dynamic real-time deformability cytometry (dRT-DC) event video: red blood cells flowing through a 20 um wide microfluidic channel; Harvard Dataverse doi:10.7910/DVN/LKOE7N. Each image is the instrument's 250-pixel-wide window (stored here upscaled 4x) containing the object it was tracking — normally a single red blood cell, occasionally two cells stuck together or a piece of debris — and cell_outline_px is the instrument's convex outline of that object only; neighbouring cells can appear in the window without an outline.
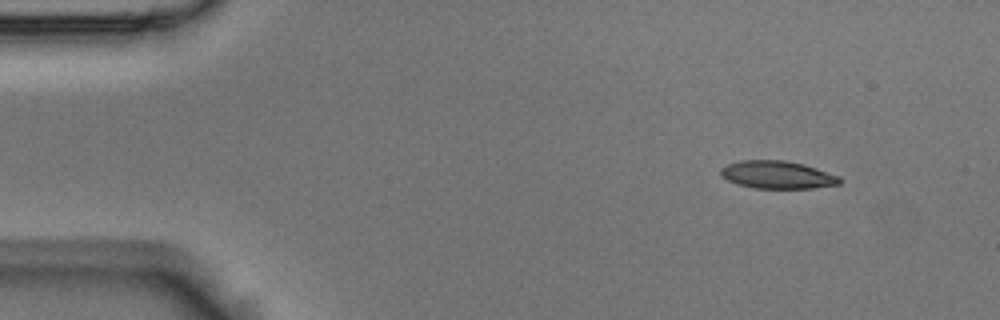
{"species": "Egyptian fruit bat (a non-hibernating species)", "species_latin": "Rousettus aegyptiacus", "temperature_condition": "room temperature", "stored_images_in_passage": 49, "camera_frame_rate_fps": 3000, "um_per_image_px": 0.085, "animal": {"sex": "male"}, "frame": {"image": 1, "passage_image": 1, "time_ms": 0.0, "image_size_px": [1000, 320], "cell_outline_px": [[840, 184], [812, 188], [752, 188], [736, 184], [720, 176], [720, 168], [728, 164], [740, 160], [784, 160], [804, 164], [840, 176]], "centroid_in_image_um": [66.04, 14.85], "position_along_channel_um": 19.0, "area_um2": 19.31}}
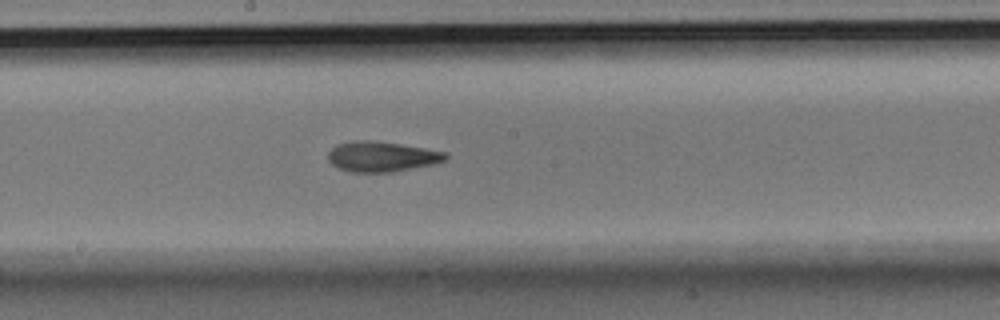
{"frame": {"image": 2, "passage_image": 24, "time_ms": 7.667, "image_size_px": [1000, 320], "cell_outline_px": [[448, 160], [432, 164], [392, 172], [352, 172], [340, 168], [332, 164], [328, 160], [328, 152], [336, 144], [352, 140], [372, 140], [400, 144], [448, 152]], "centroid_in_image_um": [32.45, 13.3], "position_along_channel_um": 215.7, "area_um2": 20.75}}
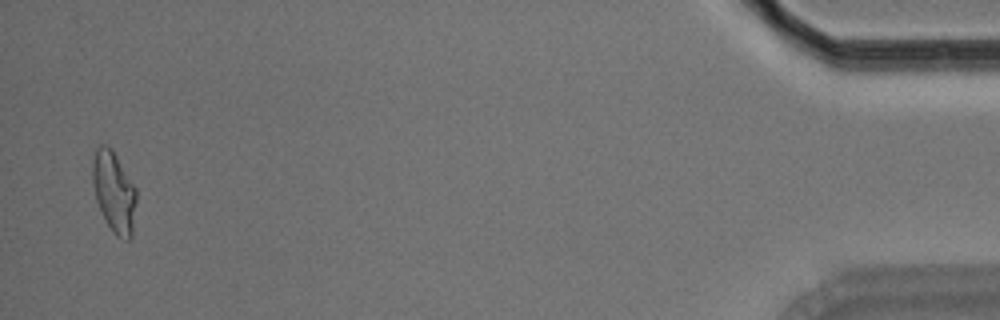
{"frame": {"image": 3, "passage_image": 48, "time_ms": 15.667, "image_size_px": [1000, 320], "cell_outline_px": [[136, 200], [132, 236], [128, 240], [124, 240], [116, 236], [112, 232], [104, 220], [96, 200], [92, 180], [92, 160], [96, 148], [100, 144], [108, 144], [112, 148], [136, 188]], "centroid_in_image_um": [9.68, 16.3], "position_along_channel_um": 425.5, "area_um2": 20.98}, "authors_computed_cell_mechanics": {"area_um2": 20.0566, "velocity_mm_per_s": 3.705, "shape_relaxation_time_tau1_ms": 6.348, "shape_relaxation_time_tau2_ms": 2.4986, "deformation_change_tau1": 0.2108, "deformation_change_tau2": 0.1076}}